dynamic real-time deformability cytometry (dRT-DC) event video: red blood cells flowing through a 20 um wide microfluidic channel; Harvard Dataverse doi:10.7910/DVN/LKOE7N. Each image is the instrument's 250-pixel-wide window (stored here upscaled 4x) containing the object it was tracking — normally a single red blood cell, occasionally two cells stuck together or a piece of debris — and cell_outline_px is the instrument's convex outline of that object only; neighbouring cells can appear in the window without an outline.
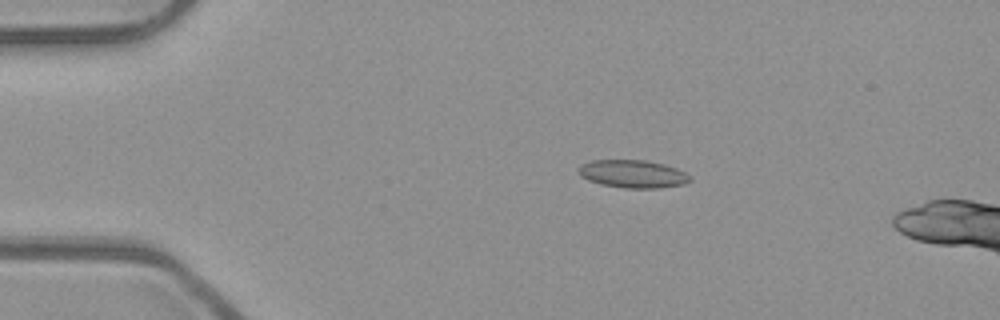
{"species": "common noctule bat (a hibernating species)", "species_latin": "Nyctalus noctula", "temperature_condition": "room temperature", "stored_images_in_passage": 16, "camera_frame_rate_fps": 3000, "um_per_image_px": 0.085, "animal": {"sex": "male", "body_mass_g": 23.1, "forearm_length_mm": 52.7}, "frame": {"image": 1, "passage_image": 10, "time_ms": 3.0, "image_size_px": [1000, 320], "cell_outline_px": [[692, 180], [684, 184], [660, 188], [624, 188], [600, 184], [588, 180], [580, 176], [580, 164], [592, 160], [644, 160], [664, 164], [676, 168], [684, 172]], "centroid_in_image_um": [53.78, 14.78], "position_along_channel_um": 31.2, "area_um2": 18.03}}